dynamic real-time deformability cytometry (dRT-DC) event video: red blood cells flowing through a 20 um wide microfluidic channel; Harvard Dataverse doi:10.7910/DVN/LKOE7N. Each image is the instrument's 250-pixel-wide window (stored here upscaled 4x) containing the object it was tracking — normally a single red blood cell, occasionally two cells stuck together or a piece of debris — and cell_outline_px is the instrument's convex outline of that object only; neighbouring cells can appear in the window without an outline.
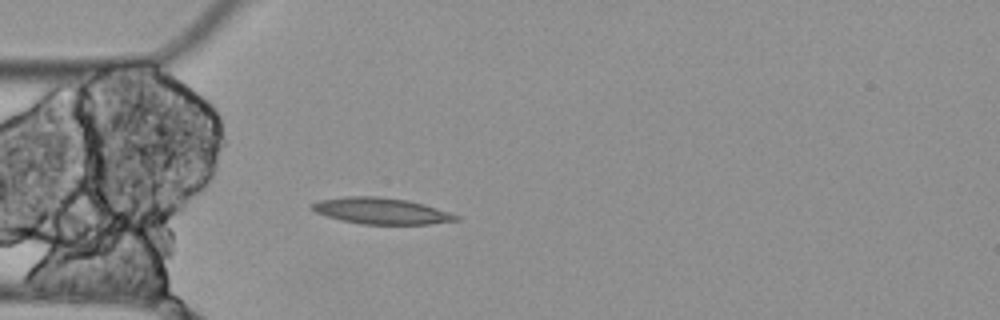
{"species": "Egyptian fruit bat (a non-hibernating species)", "species_latin": "Rousettus aegyptiacus", "temperature_condition": "cold", "stored_images_in_passage": 5, "camera_frame_rate_fps": 3000, "um_per_image_px": 0.085, "animal": {"sex": "female"}, "frame": {"image": 1, "passage_image": 5, "time_ms": 1.333, "image_size_px": [1000, 320], "cell_outline_px": [[460, 220], [428, 224], [360, 224], [340, 220], [316, 212], [308, 208], [308, 204], [320, 200], [344, 196], [376, 196], [408, 200], [424, 204], [460, 216]], "centroid_in_image_um": [32.36, 17.92], "position_along_channel_um": 52.6, "area_um2": 22.14}}